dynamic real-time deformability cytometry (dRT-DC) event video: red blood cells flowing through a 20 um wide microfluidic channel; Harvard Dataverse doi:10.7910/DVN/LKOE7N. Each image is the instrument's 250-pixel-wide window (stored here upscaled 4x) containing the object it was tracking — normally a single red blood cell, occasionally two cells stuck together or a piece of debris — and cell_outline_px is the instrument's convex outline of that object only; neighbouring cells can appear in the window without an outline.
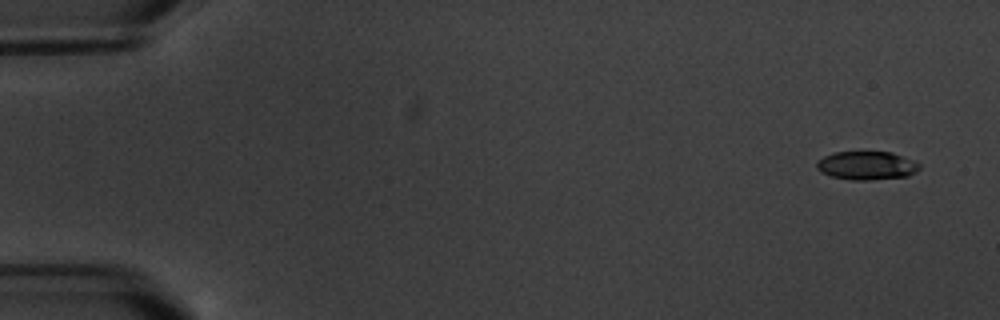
{"species": "common noctule bat (a hibernating species)", "species_latin": "Nyctalus noctula", "temperature_condition": "warm", "stored_images_in_passage": 8, "camera_frame_rate_fps": 3000, "um_per_image_px": 0.085, "animal": {"sex": "male", "body_mass_g": 20.1, "forearm_length_mm": 53.5}, "frame": {"image": 1, "passage_image": 1, "time_ms": 0.0, "image_size_px": [1000, 320], "cell_outline_px": [[920, 168], [916, 172], [908, 176], [868, 180], [852, 180], [832, 176], [820, 172], [816, 168], [816, 160], [824, 156], [836, 152], [892, 152], [916, 160], [920, 164]], "centroid_in_image_um": [73.69, 14.06], "position_along_channel_um": 11.3, "area_um2": 17.22}}
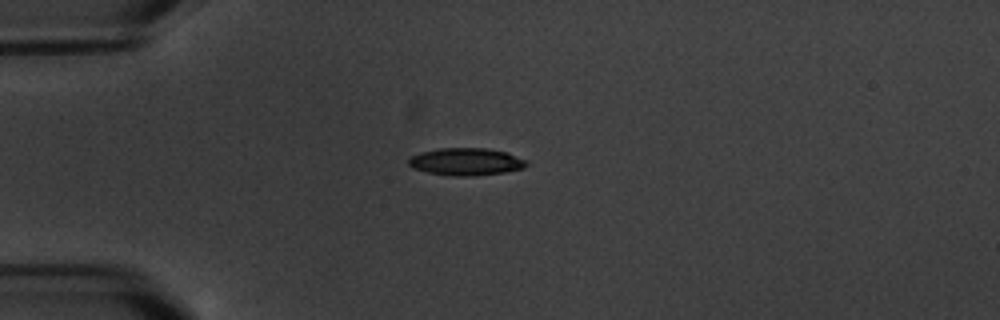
{"frame": {"image": 2, "passage_image": 5, "time_ms": 4.333, "image_size_px": [1000, 320], "cell_outline_px": [[528, 164], [524, 168], [504, 172], [472, 176], [452, 176], [428, 172], [412, 168], [408, 164], [408, 160], [412, 156], [420, 152], [440, 148], [488, 148], [508, 152], [528, 160]], "centroid_in_image_um": [39.65, 13.74], "position_along_channel_um": 45.4, "area_um2": 18.96}}
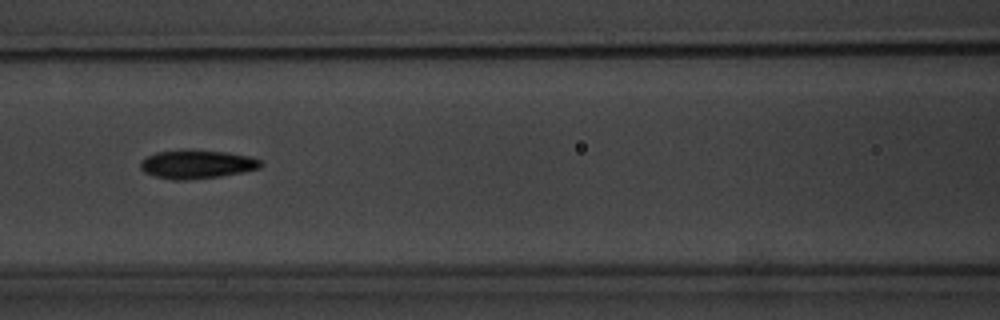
{"frame": {"image": 3, "passage_image": 8, "time_ms": 8.0, "image_size_px": [1000, 320], "cell_outline_px": [[264, 164], [260, 168], [244, 172], [220, 176], [188, 180], [172, 180], [152, 176], [144, 172], [140, 168], [140, 160], [156, 152], [228, 152], [252, 156], [260, 160]], "centroid_in_image_um": [16.76, 14.0], "position_along_channel_um": 149.8, "area_um2": 19.65}}